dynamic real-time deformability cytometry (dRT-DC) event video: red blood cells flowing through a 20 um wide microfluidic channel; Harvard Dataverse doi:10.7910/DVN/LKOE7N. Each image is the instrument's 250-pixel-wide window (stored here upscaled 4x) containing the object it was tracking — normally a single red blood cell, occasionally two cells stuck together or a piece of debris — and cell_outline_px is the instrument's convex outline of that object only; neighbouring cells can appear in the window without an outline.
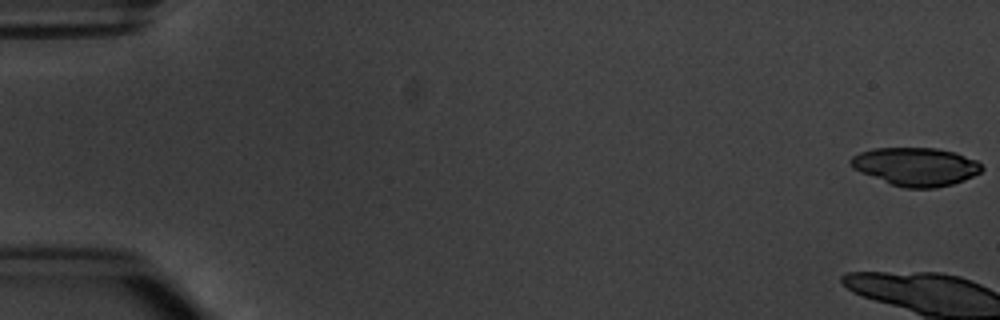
{"species": "common noctule bat (a hibernating species)", "species_latin": "Nyctalus noctula", "temperature_condition": "warm", "stored_images_in_passage": 6, "camera_frame_rate_fps": 3000, "um_per_image_px": 0.085, "animal": {"sex": "male", "body_mass_g": 20.1, "forearm_length_mm": 53.5}, "frame": {"image": 1, "passage_image": 1, "time_ms": 0.0, "image_size_px": [1000, 320], "cell_outline_px": [[984, 168], [980, 172], [964, 180], [952, 184], [936, 188], [904, 188], [888, 184], [860, 172], [852, 168], [848, 164], [848, 160], [852, 156], [860, 152], [872, 148], [936, 148], [956, 152], [976, 160]], "centroid_in_image_um": [77.8, 14.16], "position_along_channel_um": 7.2, "area_um2": 29.54}}